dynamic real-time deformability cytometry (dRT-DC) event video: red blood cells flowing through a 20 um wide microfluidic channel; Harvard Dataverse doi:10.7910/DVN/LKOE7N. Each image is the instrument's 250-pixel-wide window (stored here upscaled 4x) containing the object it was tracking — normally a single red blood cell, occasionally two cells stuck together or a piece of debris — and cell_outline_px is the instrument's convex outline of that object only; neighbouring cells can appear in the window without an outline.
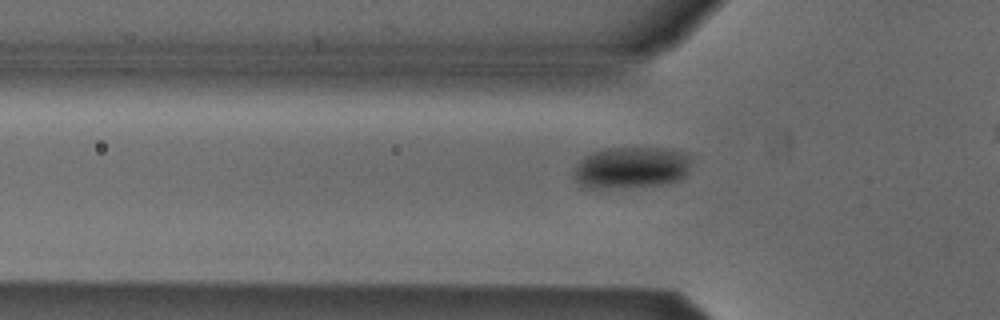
{"species": "Egyptian fruit bat (a non-hibernating species)", "species_latin": "Rousettus aegyptiacus", "temperature_condition": "cold", "stored_images_in_passage": 28, "camera_frame_rate_fps": 3000, "um_per_image_px": 0.085, "animal": {"sex": "male"}, "frame": {"image": 1, "passage_image": 2, "time_ms": 0.333, "image_size_px": [1000, 320], "cell_outline_px": [[692, 156], [688, 172], [684, 176], [668, 184], [600, 188], [592, 188], [576, 180], [576, 164], [584, 156], [592, 152], [608, 148], [672, 148]], "centroid_in_image_um": [53.73, 14.21], "position_along_channel_um": 72.1, "area_um2": 28.21}}
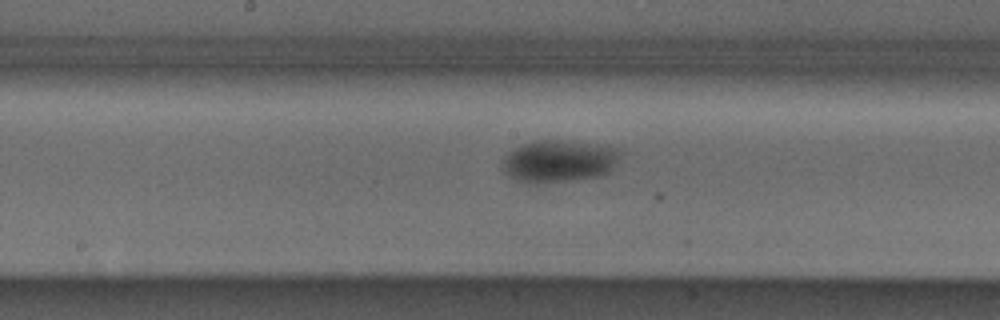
{"frame": {"image": 2, "passage_image": 12, "time_ms": 3.667, "image_size_px": [1000, 320], "cell_outline_px": [[620, 156], [612, 168], [608, 172], [596, 176], [568, 180], [536, 184], [528, 184], [516, 180], [504, 172], [504, 156], [508, 152], [524, 144], [536, 140], [556, 140], [596, 144], [616, 148], [620, 152]], "centroid_in_image_um": [47.48, 13.7], "position_along_channel_um": 200.7, "area_um2": 28.55}}
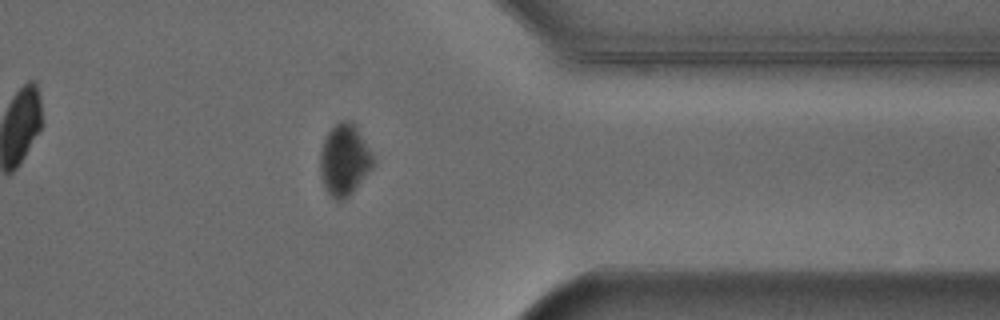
{"frame": {"image": 3, "passage_image": 27, "time_ms": 8.667, "image_size_px": [1000, 320], "cell_outline_px": [[376, 164], [352, 192], [344, 200], [336, 200], [324, 188], [320, 172], [320, 152], [324, 136], [340, 120], [352, 120], [372, 152], [376, 160]], "centroid_in_image_um": [29.29, 13.57], "position_along_channel_um": 382.1, "area_um2": 22.25}}